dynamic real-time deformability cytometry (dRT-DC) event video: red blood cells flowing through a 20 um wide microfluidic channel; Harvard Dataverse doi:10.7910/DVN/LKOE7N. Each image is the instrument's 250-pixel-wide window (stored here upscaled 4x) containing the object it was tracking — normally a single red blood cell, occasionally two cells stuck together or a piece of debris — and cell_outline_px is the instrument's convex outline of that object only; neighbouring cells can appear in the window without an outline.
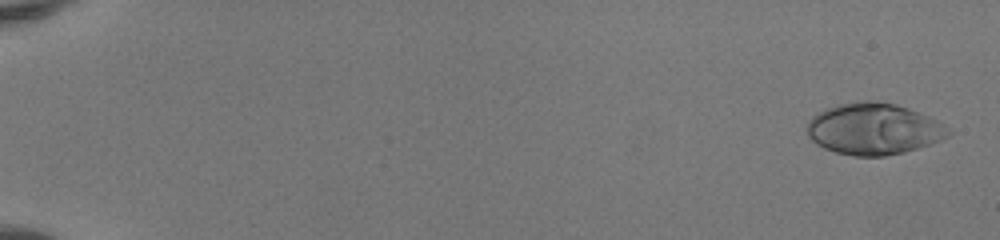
{"species": "human", "species_latin": "Homo sapiens", "temperature_condition": "room temperature", "stored_images_in_passage": 51, "camera_frame_rate_fps": 3000, "um_per_image_px": 0.085, "donor": {"sex": "female"}, "frame": {"image": 1, "passage_image": 2, "time_ms": 0.333, "image_size_px": [1000, 240], "cell_outline_px": [[952, 132], [948, 136], [940, 140], [904, 152], [884, 156], [852, 156], [836, 152], [824, 148], [816, 144], [808, 136], [808, 120], [812, 116], [824, 108], [840, 104], [860, 100], [876, 100], [896, 104], [908, 108], [928, 116], [936, 120]], "centroid_in_image_um": [74.22, 10.95], "position_along_channel_um": 10.8, "area_um2": 42.31}}
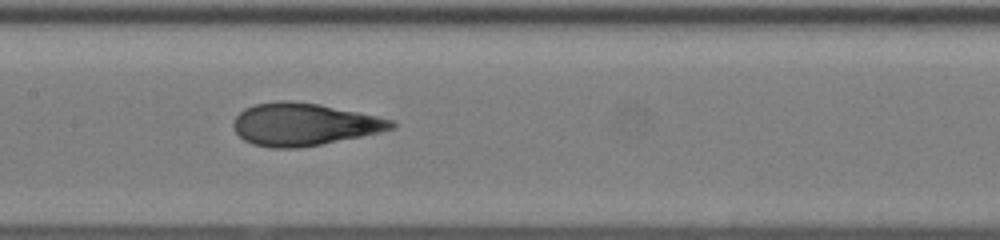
{"frame": {"image": 2, "passage_image": 28, "time_ms": 9.0, "image_size_px": [1000, 240], "cell_outline_px": [[396, 128], [380, 132], [300, 148], [272, 148], [252, 144], [244, 140], [232, 128], [232, 124], [236, 116], [244, 108], [256, 104], [280, 100], [292, 100], [320, 104], [360, 112], [396, 120]], "centroid_in_image_um": [25.84, 10.56], "position_along_channel_um": 181.6, "area_um2": 39.3}}
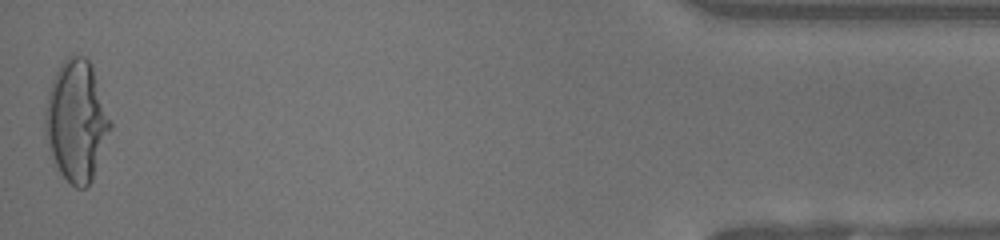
{"frame": {"image": 3, "passage_image": 51, "time_ms": 16.667, "image_size_px": [1000, 240], "cell_outline_px": [[112, 128], [92, 180], [84, 188], [76, 188], [60, 172], [52, 160], [44, 132], [44, 112], [48, 92], [52, 80], [60, 64], [68, 56], [84, 56], [92, 64], [112, 120]], "centroid_in_image_um": [6.5, 10.26], "position_along_channel_um": 428.7, "area_um2": 46.3}, "authors_computed_cell_mechanics": {"area_um2": 39.304, "velocity_mm_per_s": 4.1846, "shape_relaxation_time_tau1_ms": 6.5264, "shape_relaxation_time_tau2_ms": null, "deformation_change_tau1": 0.3111, "deformation_change_tau2": null}}